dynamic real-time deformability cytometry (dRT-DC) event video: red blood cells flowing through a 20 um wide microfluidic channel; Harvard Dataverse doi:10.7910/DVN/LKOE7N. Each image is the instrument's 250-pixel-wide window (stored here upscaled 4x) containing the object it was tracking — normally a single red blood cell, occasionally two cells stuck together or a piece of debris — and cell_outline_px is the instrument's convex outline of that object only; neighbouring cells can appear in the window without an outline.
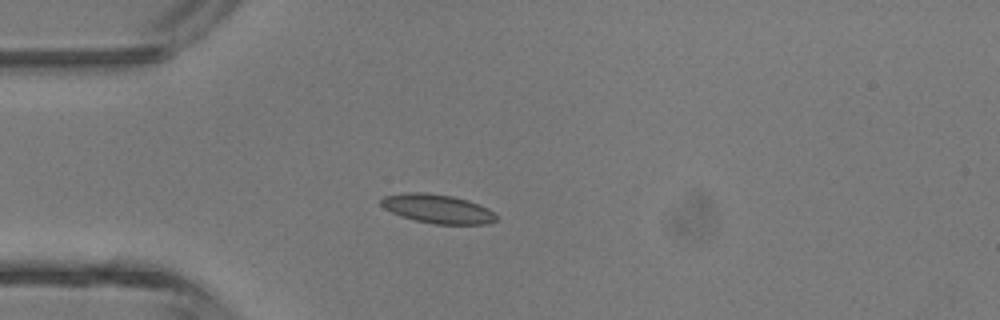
{"species": "common noctule bat (a hibernating species)", "species_latin": "Nyctalus noctula", "temperature_condition": "room temperature", "stored_images_in_passage": 4, "camera_frame_rate_fps": 3000, "um_per_image_px": 0.085, "animal": {"sex": "male", "body_mass_g": 13.3}, "frame": {"image": 1, "passage_image": 3, "time_ms": 3.333, "image_size_px": [1000, 320], "cell_outline_px": [[496, 220], [488, 224], [432, 224], [400, 216], [384, 208], [380, 204], [380, 200], [384, 196], [404, 192], [424, 192], [452, 196], [468, 200], [488, 208], [496, 212]], "centroid_in_image_um": [37.19, 17.74], "position_along_channel_um": 47.8, "area_um2": 19.54}}
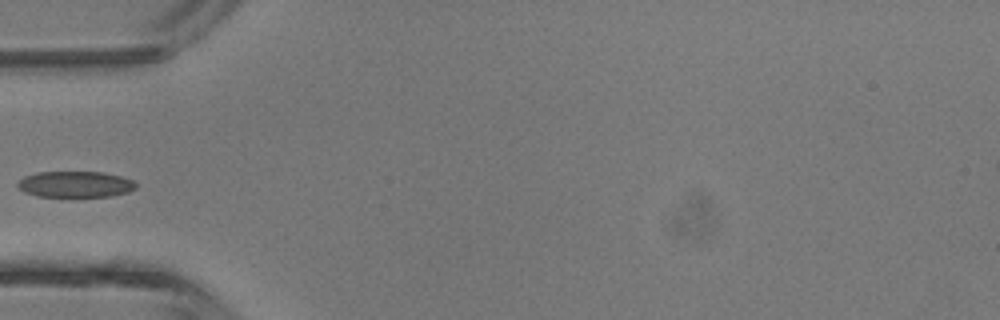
{"frame": {"image": 2, "passage_image": 4, "time_ms": 4.333, "image_size_px": [1000, 320], "cell_outline_px": [[136, 188], [128, 192], [112, 196], [36, 196], [24, 192], [16, 184], [24, 176], [36, 172], [104, 172], [136, 180]], "centroid_in_image_um": [6.43, 15.65], "position_along_channel_um": 78.6, "area_um2": 18.03}}